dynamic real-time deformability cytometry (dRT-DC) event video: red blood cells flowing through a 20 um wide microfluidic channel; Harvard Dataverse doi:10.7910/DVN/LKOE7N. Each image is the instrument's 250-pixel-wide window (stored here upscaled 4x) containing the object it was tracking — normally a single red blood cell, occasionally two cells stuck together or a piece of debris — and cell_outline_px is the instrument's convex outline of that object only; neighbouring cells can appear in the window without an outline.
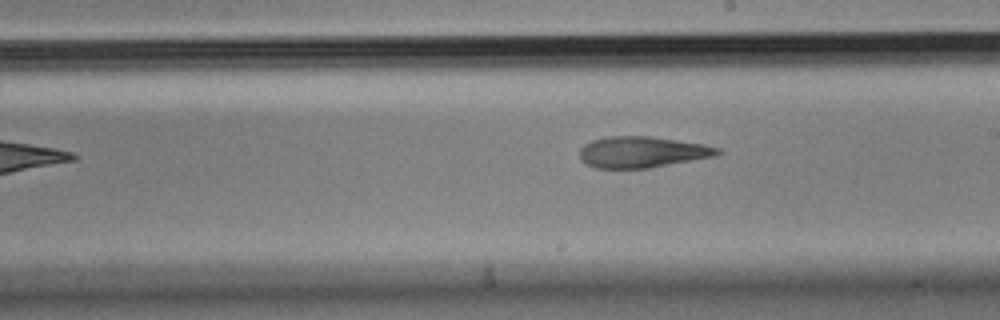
{"species": "Egyptian fruit bat (a non-hibernating species)", "species_latin": "Rousettus aegyptiacus", "temperature_condition": "cold", "stored_images_in_passage": 9, "camera_frame_rate_fps": 3000, "um_per_image_px": 0.085, "animal": {"sex": "male"}, "frame": {"image": 1, "passage_image": 9, "time_ms": 2.667, "image_size_px": [1000, 320], "cell_outline_px": [[724, 152], [716, 156], [648, 168], [596, 168], [584, 164], [580, 160], [580, 148], [584, 144], [592, 140], [608, 136], [652, 136], [704, 144], [720, 148]], "centroid_in_image_um": [54.58, 12.92], "position_along_channel_um": 234.4, "area_um2": 25.26}}